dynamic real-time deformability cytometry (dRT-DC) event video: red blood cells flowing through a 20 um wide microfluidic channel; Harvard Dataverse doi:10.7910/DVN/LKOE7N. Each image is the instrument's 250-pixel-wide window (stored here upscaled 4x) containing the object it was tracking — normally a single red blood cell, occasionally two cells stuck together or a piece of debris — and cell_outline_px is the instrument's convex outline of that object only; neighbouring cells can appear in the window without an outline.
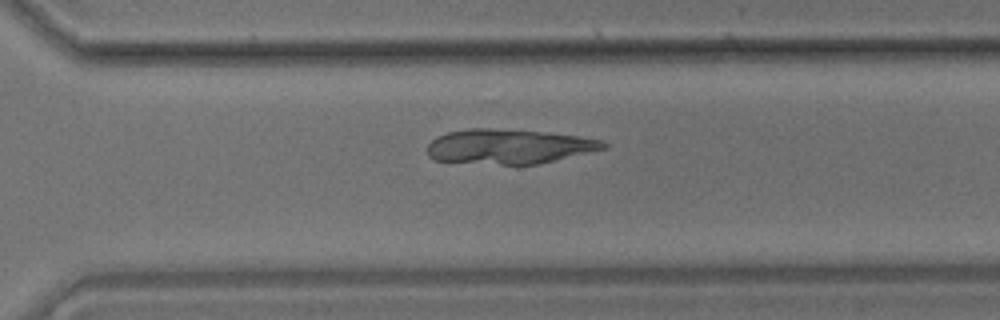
{"species": "common noctule bat (a hibernating species)", "species_latin": "Nyctalus noctula", "temperature_condition": "room temperature", "stored_images_in_passage": 56, "camera_frame_rate_fps": 3000, "um_per_image_px": 0.085, "animal": {"sex": "male", "body_mass_g": 17.9}, "frame": {"image": 1, "passage_image": 40, "time_ms": 13.0, "image_size_px": [1000, 320], "cell_outline_px": [[608, 148], [540, 164], [500, 164], [432, 160], [428, 156], [428, 144], [436, 136], [448, 132], [468, 128], [492, 128], [540, 132], [576, 136], [600, 140], [608, 144]], "centroid_in_image_um": [43.24, 12.45], "position_along_channel_um": 327.4, "area_um2": 35.43}}